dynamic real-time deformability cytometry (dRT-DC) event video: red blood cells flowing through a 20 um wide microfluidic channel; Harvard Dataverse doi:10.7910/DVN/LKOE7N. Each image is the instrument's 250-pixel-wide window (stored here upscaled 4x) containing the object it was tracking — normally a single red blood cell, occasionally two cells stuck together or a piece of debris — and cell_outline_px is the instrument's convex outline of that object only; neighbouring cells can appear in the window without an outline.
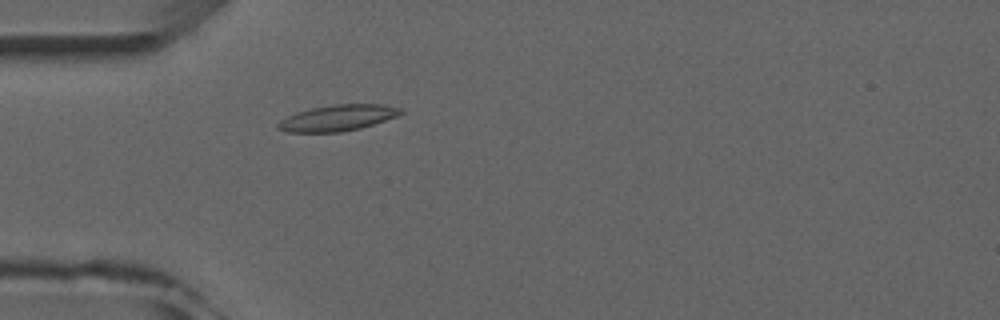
{"species": "common noctule bat (a hibernating species)", "species_latin": "Nyctalus noctula", "temperature_condition": "room temperature", "stored_images_in_passage": 4, "camera_frame_rate_fps": 3000, "um_per_image_px": 0.085, "animal": {"sex": "male", "forearm_length_mm": 52.5}, "frame": {"image": 1, "passage_image": 4, "time_ms": 3.667, "image_size_px": [1000, 320], "cell_outline_px": [[404, 112], [396, 116], [360, 128], [340, 132], [284, 132], [276, 128], [276, 124], [280, 120], [296, 112], [312, 108], [332, 104], [384, 104], [404, 108]], "centroid_in_image_um": [28.69, 10.01], "position_along_channel_um": 56.3, "area_um2": 18.67}}